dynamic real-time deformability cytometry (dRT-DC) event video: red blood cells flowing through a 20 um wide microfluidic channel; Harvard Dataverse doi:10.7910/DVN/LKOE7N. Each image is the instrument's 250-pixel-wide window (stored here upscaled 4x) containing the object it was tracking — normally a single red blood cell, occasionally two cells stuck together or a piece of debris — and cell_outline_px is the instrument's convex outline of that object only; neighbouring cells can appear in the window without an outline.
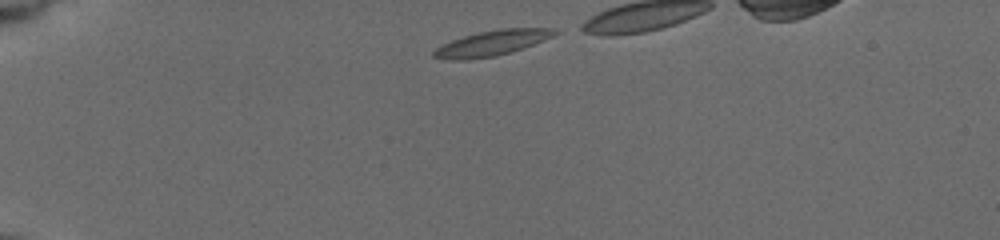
{"species": "common noctule bat (a hibernating species)", "species_latin": "Nyctalus noctula", "temperature_condition": "cold", "stored_images_in_passage": 34, "camera_frame_rate_fps": 3000, "um_per_image_px": 0.085, "animal": {"sex": "female", "body_mass_g": 19.5, "forearm_length_mm": 54.1}, "frame": {"image": 1, "passage_image": 1, "time_ms": 0.0, "image_size_px": [1000, 240], "cell_outline_px": [[560, 32], [552, 36], [532, 44], [496, 56], [468, 60], [448, 60], [432, 56], [432, 52], [436, 48], [452, 40], [464, 36], [480, 32], [504, 28], [548, 28]], "centroid_in_image_um": [41.75, 3.67], "position_along_channel_um": 43.3, "area_um2": 17.4}}
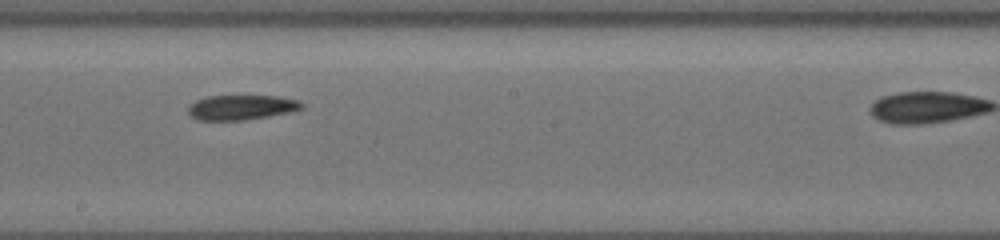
{"frame": {"image": 2, "passage_image": 20, "time_ms": 6.333, "image_size_px": [1000, 240], "cell_outline_px": [[304, 104], [300, 108], [288, 112], [268, 116], [240, 120], [200, 120], [192, 116], [188, 112], [188, 108], [196, 100], [208, 96], [280, 96], [296, 100]], "centroid_in_image_um": [20.49, 9.12], "position_along_channel_um": 227.7, "area_um2": 16.07}}
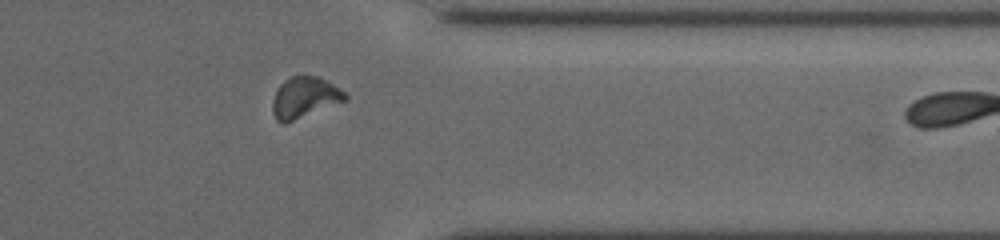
{"frame": {"image": 3, "passage_image": 33, "time_ms": 10.667, "image_size_px": [1000, 240], "cell_outline_px": [[348, 100], [284, 124], [280, 124], [276, 120], [272, 112], [272, 104], [276, 92], [280, 84], [284, 80], [292, 76], [304, 72], [320, 76], [344, 92], [348, 96]], "centroid_in_image_um": [25.88, 8.26], "position_along_channel_um": 385.5, "area_um2": 17.74}}